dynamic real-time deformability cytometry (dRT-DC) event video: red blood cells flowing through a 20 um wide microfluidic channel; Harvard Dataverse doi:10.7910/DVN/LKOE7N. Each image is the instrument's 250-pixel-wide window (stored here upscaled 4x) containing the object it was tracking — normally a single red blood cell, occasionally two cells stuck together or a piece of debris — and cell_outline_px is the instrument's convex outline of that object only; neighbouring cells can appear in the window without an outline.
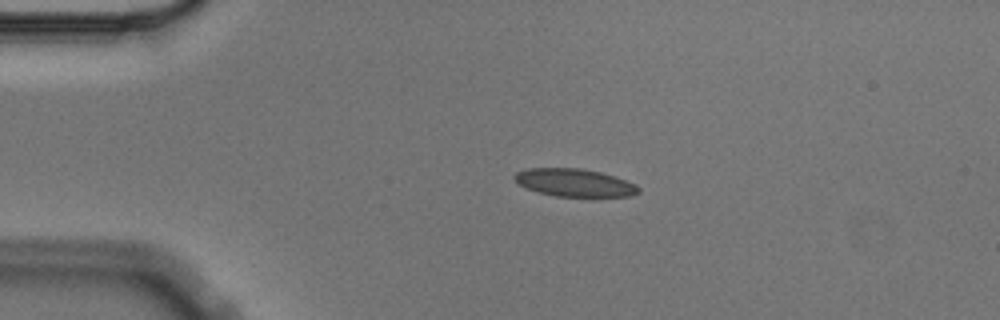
{"species": "Egyptian fruit bat (a non-hibernating species)", "species_latin": "Rousettus aegyptiacus", "temperature_condition": "cold", "stored_images_in_passage": 4, "camera_frame_rate_fps": 3000, "um_per_image_px": 0.085, "animal": {"sex": "male"}, "frame": {"image": 1, "passage_image": 3, "time_ms": 0.667, "image_size_px": [1000, 320], "cell_outline_px": [[640, 192], [632, 196], [556, 196], [540, 192], [528, 188], [520, 184], [512, 176], [516, 172], [528, 168], [580, 168], [600, 172], [636, 184], [640, 188]], "centroid_in_image_um": [48.84, 15.52], "position_along_channel_um": 36.2, "area_um2": 19.77}}